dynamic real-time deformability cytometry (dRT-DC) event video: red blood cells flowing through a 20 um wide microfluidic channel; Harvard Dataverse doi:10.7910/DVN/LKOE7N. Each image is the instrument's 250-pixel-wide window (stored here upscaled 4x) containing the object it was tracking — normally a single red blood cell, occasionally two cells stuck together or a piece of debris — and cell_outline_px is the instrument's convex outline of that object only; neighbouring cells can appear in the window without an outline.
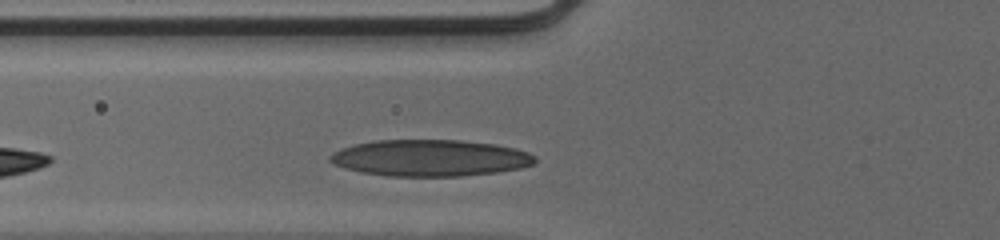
{"species": "human", "species_latin": "Homo sapiens", "temperature_condition": "cold", "stored_images_in_passage": 8, "camera_frame_rate_fps": 3000, "um_per_image_px": 0.085, "donor": {"sex": "male"}, "frame": {"image": 1, "passage_image": 4, "time_ms": 1.0, "image_size_px": [1000, 240], "cell_outline_px": [[536, 160], [532, 164], [520, 168], [496, 172], [460, 176], [388, 176], [360, 172], [344, 168], [332, 164], [328, 160], [328, 156], [332, 152], [356, 144], [376, 140], [460, 140], [496, 144], [516, 148], [528, 152], [536, 156]], "centroid_in_image_um": [36.54, 13.42], "position_along_channel_um": 89.3, "area_um2": 43.75}}
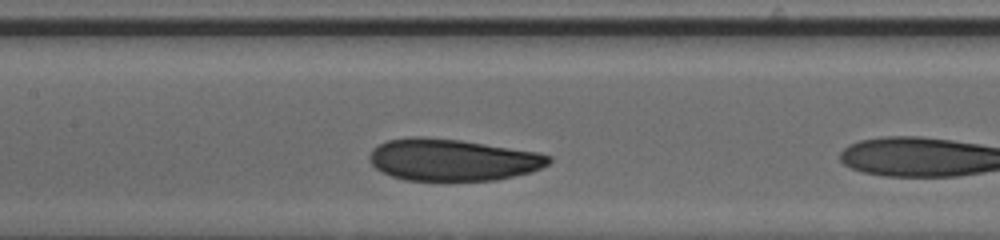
{"frame": {"image": 2, "passage_image": 7, "time_ms": 2.0, "image_size_px": [1000, 240], "cell_outline_px": [[552, 160], [548, 164], [532, 172], [496, 180], [404, 180], [380, 172], [368, 160], [368, 156], [372, 148], [388, 140], [412, 136], [420, 136], [460, 140], [536, 152], [552, 156]], "centroid_in_image_um": [38.43, 13.58], "position_along_channel_um": 169.0, "area_um2": 43.75}}